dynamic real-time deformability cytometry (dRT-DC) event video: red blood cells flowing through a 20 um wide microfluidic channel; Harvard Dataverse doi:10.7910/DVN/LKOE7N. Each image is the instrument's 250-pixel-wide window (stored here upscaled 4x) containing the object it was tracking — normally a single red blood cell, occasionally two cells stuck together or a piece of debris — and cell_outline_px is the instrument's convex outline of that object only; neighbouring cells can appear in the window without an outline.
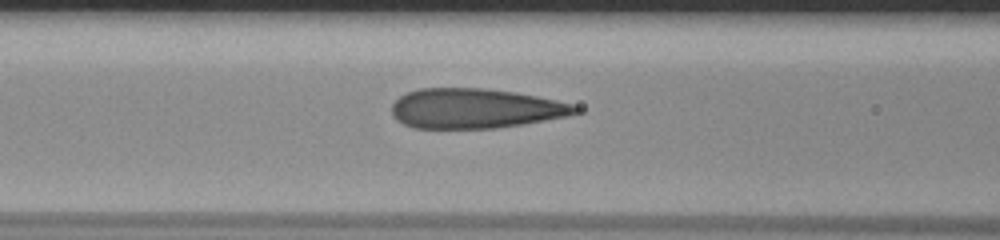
{"species": "human", "species_latin": "Homo sapiens", "temperature_condition": "room temperature", "stored_images_in_passage": 37, "camera_frame_rate_fps": 3000, "um_per_image_px": 0.085, "donor": {"sex": "male"}, "frame": {"image": 1, "passage_image": 9, "time_ms": 2.667, "image_size_px": [1000, 240], "cell_outline_px": [[584, 112], [568, 116], [524, 124], [496, 128], [412, 128], [396, 120], [392, 116], [392, 104], [400, 96], [408, 92], [420, 88], [484, 88], [516, 92], [536, 96], [572, 104], [584, 108]], "centroid_in_image_um": [40.43, 9.22], "position_along_channel_um": 126.2, "area_um2": 42.95}}
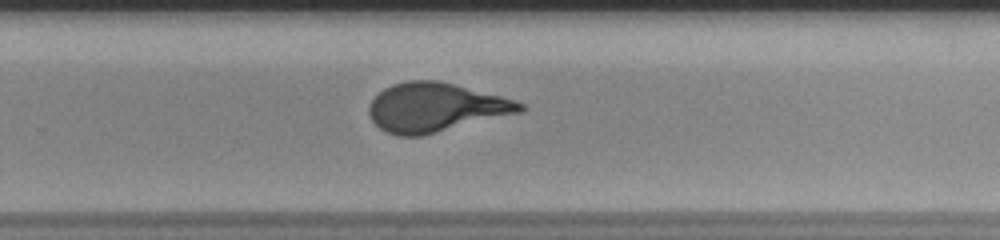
{"frame": {"image": 2, "passage_image": 22, "time_ms": 7.0, "image_size_px": [1000, 240], "cell_outline_px": [[524, 108], [520, 112], [420, 136], [396, 136], [380, 128], [372, 120], [368, 112], [368, 108], [372, 100], [384, 88], [392, 84], [408, 80], [436, 80], [516, 100], [524, 104]], "centroid_in_image_um": [36.98, 9.13], "position_along_channel_um": 292.8, "area_um2": 42.43}}
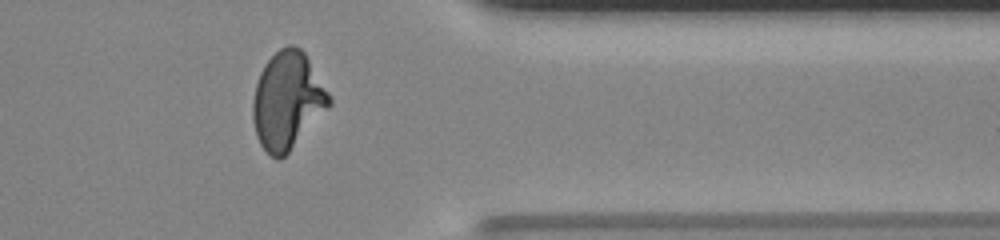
{"frame": {"image": 3, "passage_image": 30, "time_ms": 9.667, "image_size_px": [1000, 240], "cell_outline_px": [[332, 104], [288, 152], [280, 160], [276, 160], [260, 144], [256, 136], [252, 116], [252, 104], [256, 84], [260, 72], [264, 64], [280, 48], [288, 44], [292, 44], [300, 48], [304, 52], [328, 92], [332, 100]], "centroid_in_image_um": [24.41, 8.55], "position_along_channel_um": 387.0, "area_um2": 42.89}}